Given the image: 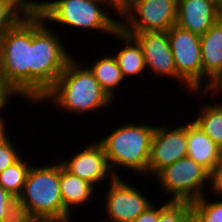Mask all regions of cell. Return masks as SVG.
I'll list each match as a JSON object with an SVG mask.
<instances>
[{
    "label": "cell",
    "instance_id": "cell-38",
    "mask_svg": "<svg viewBox=\"0 0 222 222\" xmlns=\"http://www.w3.org/2000/svg\"><path fill=\"white\" fill-rule=\"evenodd\" d=\"M32 6L35 4V0H27Z\"/></svg>",
    "mask_w": 222,
    "mask_h": 222
},
{
    "label": "cell",
    "instance_id": "cell-4",
    "mask_svg": "<svg viewBox=\"0 0 222 222\" xmlns=\"http://www.w3.org/2000/svg\"><path fill=\"white\" fill-rule=\"evenodd\" d=\"M107 5V6H106ZM115 10L106 0H35L32 8L44 21L55 23L61 27H73L102 31L113 34L120 28V21L110 16V11ZM105 10V11H104Z\"/></svg>",
    "mask_w": 222,
    "mask_h": 222
},
{
    "label": "cell",
    "instance_id": "cell-17",
    "mask_svg": "<svg viewBox=\"0 0 222 222\" xmlns=\"http://www.w3.org/2000/svg\"><path fill=\"white\" fill-rule=\"evenodd\" d=\"M111 36L116 38V40L118 38L119 42L123 45L120 47V50L114 54V57L117 60L125 81L127 77L142 75L146 70V64L139 42L132 35L125 33L121 28Z\"/></svg>",
    "mask_w": 222,
    "mask_h": 222
},
{
    "label": "cell",
    "instance_id": "cell-26",
    "mask_svg": "<svg viewBox=\"0 0 222 222\" xmlns=\"http://www.w3.org/2000/svg\"><path fill=\"white\" fill-rule=\"evenodd\" d=\"M14 146L15 145L13 144L11 137L0 146V173L8 166L16 163L22 157V155L18 153L21 151H17L16 148L18 147Z\"/></svg>",
    "mask_w": 222,
    "mask_h": 222
},
{
    "label": "cell",
    "instance_id": "cell-29",
    "mask_svg": "<svg viewBox=\"0 0 222 222\" xmlns=\"http://www.w3.org/2000/svg\"><path fill=\"white\" fill-rule=\"evenodd\" d=\"M159 207L151 204L144 212L135 218L133 222H158Z\"/></svg>",
    "mask_w": 222,
    "mask_h": 222
},
{
    "label": "cell",
    "instance_id": "cell-15",
    "mask_svg": "<svg viewBox=\"0 0 222 222\" xmlns=\"http://www.w3.org/2000/svg\"><path fill=\"white\" fill-rule=\"evenodd\" d=\"M211 0H178L176 25L199 36L217 21Z\"/></svg>",
    "mask_w": 222,
    "mask_h": 222
},
{
    "label": "cell",
    "instance_id": "cell-31",
    "mask_svg": "<svg viewBox=\"0 0 222 222\" xmlns=\"http://www.w3.org/2000/svg\"><path fill=\"white\" fill-rule=\"evenodd\" d=\"M114 9L116 17L119 19V13L129 4L130 0H106Z\"/></svg>",
    "mask_w": 222,
    "mask_h": 222
},
{
    "label": "cell",
    "instance_id": "cell-33",
    "mask_svg": "<svg viewBox=\"0 0 222 222\" xmlns=\"http://www.w3.org/2000/svg\"><path fill=\"white\" fill-rule=\"evenodd\" d=\"M6 124H5V120H1L0 121V146L2 144H4L10 137H8L7 133L8 131L6 132Z\"/></svg>",
    "mask_w": 222,
    "mask_h": 222
},
{
    "label": "cell",
    "instance_id": "cell-11",
    "mask_svg": "<svg viewBox=\"0 0 222 222\" xmlns=\"http://www.w3.org/2000/svg\"><path fill=\"white\" fill-rule=\"evenodd\" d=\"M187 123L175 128L155 126L146 175L155 177L162 169L187 156Z\"/></svg>",
    "mask_w": 222,
    "mask_h": 222
},
{
    "label": "cell",
    "instance_id": "cell-37",
    "mask_svg": "<svg viewBox=\"0 0 222 222\" xmlns=\"http://www.w3.org/2000/svg\"><path fill=\"white\" fill-rule=\"evenodd\" d=\"M213 2V4L218 7L221 3H222V0H211Z\"/></svg>",
    "mask_w": 222,
    "mask_h": 222
},
{
    "label": "cell",
    "instance_id": "cell-13",
    "mask_svg": "<svg viewBox=\"0 0 222 222\" xmlns=\"http://www.w3.org/2000/svg\"><path fill=\"white\" fill-rule=\"evenodd\" d=\"M86 147V148H85ZM71 174L87 180L94 186L100 182L112 181L116 176L111 171L103 146L95 140L84 146L69 160L60 161Z\"/></svg>",
    "mask_w": 222,
    "mask_h": 222
},
{
    "label": "cell",
    "instance_id": "cell-30",
    "mask_svg": "<svg viewBox=\"0 0 222 222\" xmlns=\"http://www.w3.org/2000/svg\"><path fill=\"white\" fill-rule=\"evenodd\" d=\"M13 196L0 185V222L4 219L9 209Z\"/></svg>",
    "mask_w": 222,
    "mask_h": 222
},
{
    "label": "cell",
    "instance_id": "cell-8",
    "mask_svg": "<svg viewBox=\"0 0 222 222\" xmlns=\"http://www.w3.org/2000/svg\"><path fill=\"white\" fill-rule=\"evenodd\" d=\"M178 0H130L119 13L124 32L168 31L176 25Z\"/></svg>",
    "mask_w": 222,
    "mask_h": 222
},
{
    "label": "cell",
    "instance_id": "cell-7",
    "mask_svg": "<svg viewBox=\"0 0 222 222\" xmlns=\"http://www.w3.org/2000/svg\"><path fill=\"white\" fill-rule=\"evenodd\" d=\"M154 178L163 187L162 192L170 195V200L193 202L206 194L204 187H208L210 173L186 156L162 169Z\"/></svg>",
    "mask_w": 222,
    "mask_h": 222
},
{
    "label": "cell",
    "instance_id": "cell-32",
    "mask_svg": "<svg viewBox=\"0 0 222 222\" xmlns=\"http://www.w3.org/2000/svg\"><path fill=\"white\" fill-rule=\"evenodd\" d=\"M217 93L219 95L221 94L220 96L222 97V78L212 87V89L210 91H200L199 94H200V98H201V95L207 96V94H209L211 97H213V96H217L218 95ZM221 100H222V98H221Z\"/></svg>",
    "mask_w": 222,
    "mask_h": 222
},
{
    "label": "cell",
    "instance_id": "cell-3",
    "mask_svg": "<svg viewBox=\"0 0 222 222\" xmlns=\"http://www.w3.org/2000/svg\"><path fill=\"white\" fill-rule=\"evenodd\" d=\"M144 122L125 123L113 129L107 137L97 139L103 146L111 171L116 177H122L117 170L120 167L134 171L135 175L147 174L155 126Z\"/></svg>",
    "mask_w": 222,
    "mask_h": 222
},
{
    "label": "cell",
    "instance_id": "cell-9",
    "mask_svg": "<svg viewBox=\"0 0 222 222\" xmlns=\"http://www.w3.org/2000/svg\"><path fill=\"white\" fill-rule=\"evenodd\" d=\"M167 32L177 70V82L186 86L189 92L199 93L202 91L200 36L178 25Z\"/></svg>",
    "mask_w": 222,
    "mask_h": 222
},
{
    "label": "cell",
    "instance_id": "cell-20",
    "mask_svg": "<svg viewBox=\"0 0 222 222\" xmlns=\"http://www.w3.org/2000/svg\"><path fill=\"white\" fill-rule=\"evenodd\" d=\"M193 120L222 149V102L202 105Z\"/></svg>",
    "mask_w": 222,
    "mask_h": 222
},
{
    "label": "cell",
    "instance_id": "cell-16",
    "mask_svg": "<svg viewBox=\"0 0 222 222\" xmlns=\"http://www.w3.org/2000/svg\"><path fill=\"white\" fill-rule=\"evenodd\" d=\"M187 156L211 173L222 160V149L194 122L187 123Z\"/></svg>",
    "mask_w": 222,
    "mask_h": 222
},
{
    "label": "cell",
    "instance_id": "cell-25",
    "mask_svg": "<svg viewBox=\"0 0 222 222\" xmlns=\"http://www.w3.org/2000/svg\"><path fill=\"white\" fill-rule=\"evenodd\" d=\"M35 218L19 197L9 203V209L1 222H33Z\"/></svg>",
    "mask_w": 222,
    "mask_h": 222
},
{
    "label": "cell",
    "instance_id": "cell-19",
    "mask_svg": "<svg viewBox=\"0 0 222 222\" xmlns=\"http://www.w3.org/2000/svg\"><path fill=\"white\" fill-rule=\"evenodd\" d=\"M94 75L101 88L110 96L112 100L116 99L115 89L122 85L125 81L121 70L118 66L117 60L114 56H102L92 65L87 66ZM115 93V94H114Z\"/></svg>",
    "mask_w": 222,
    "mask_h": 222
},
{
    "label": "cell",
    "instance_id": "cell-21",
    "mask_svg": "<svg viewBox=\"0 0 222 222\" xmlns=\"http://www.w3.org/2000/svg\"><path fill=\"white\" fill-rule=\"evenodd\" d=\"M31 165L20 158L0 173V185L13 197L22 193Z\"/></svg>",
    "mask_w": 222,
    "mask_h": 222
},
{
    "label": "cell",
    "instance_id": "cell-28",
    "mask_svg": "<svg viewBox=\"0 0 222 222\" xmlns=\"http://www.w3.org/2000/svg\"><path fill=\"white\" fill-rule=\"evenodd\" d=\"M210 183L211 192L222 200V160L210 173Z\"/></svg>",
    "mask_w": 222,
    "mask_h": 222
},
{
    "label": "cell",
    "instance_id": "cell-36",
    "mask_svg": "<svg viewBox=\"0 0 222 222\" xmlns=\"http://www.w3.org/2000/svg\"><path fill=\"white\" fill-rule=\"evenodd\" d=\"M73 218H71V219H69V220H67V221H65V222H72L73 220H72ZM33 222H57V221H53V220H43V219H35Z\"/></svg>",
    "mask_w": 222,
    "mask_h": 222
},
{
    "label": "cell",
    "instance_id": "cell-35",
    "mask_svg": "<svg viewBox=\"0 0 222 222\" xmlns=\"http://www.w3.org/2000/svg\"><path fill=\"white\" fill-rule=\"evenodd\" d=\"M216 9H217V21L222 23V3Z\"/></svg>",
    "mask_w": 222,
    "mask_h": 222
},
{
    "label": "cell",
    "instance_id": "cell-10",
    "mask_svg": "<svg viewBox=\"0 0 222 222\" xmlns=\"http://www.w3.org/2000/svg\"><path fill=\"white\" fill-rule=\"evenodd\" d=\"M105 190V216L106 222H133L137 216L144 212L152 203L147 195L123 177H115L108 182ZM143 193V194H142Z\"/></svg>",
    "mask_w": 222,
    "mask_h": 222
},
{
    "label": "cell",
    "instance_id": "cell-34",
    "mask_svg": "<svg viewBox=\"0 0 222 222\" xmlns=\"http://www.w3.org/2000/svg\"><path fill=\"white\" fill-rule=\"evenodd\" d=\"M185 222H201L192 212L186 217Z\"/></svg>",
    "mask_w": 222,
    "mask_h": 222
},
{
    "label": "cell",
    "instance_id": "cell-18",
    "mask_svg": "<svg viewBox=\"0 0 222 222\" xmlns=\"http://www.w3.org/2000/svg\"><path fill=\"white\" fill-rule=\"evenodd\" d=\"M60 194L63 200L64 208L72 215V211L76 207H84L85 203L93 199L94 190L93 184L85 179L68 172L60 162ZM93 194V195H92ZM92 198V199H91ZM73 208V209H72ZM72 209V210H71Z\"/></svg>",
    "mask_w": 222,
    "mask_h": 222
},
{
    "label": "cell",
    "instance_id": "cell-1",
    "mask_svg": "<svg viewBox=\"0 0 222 222\" xmlns=\"http://www.w3.org/2000/svg\"><path fill=\"white\" fill-rule=\"evenodd\" d=\"M47 25L48 23L32 8L30 102L33 104H38L74 57L64 47L60 36Z\"/></svg>",
    "mask_w": 222,
    "mask_h": 222
},
{
    "label": "cell",
    "instance_id": "cell-22",
    "mask_svg": "<svg viewBox=\"0 0 222 222\" xmlns=\"http://www.w3.org/2000/svg\"><path fill=\"white\" fill-rule=\"evenodd\" d=\"M31 9L27 0H0V39Z\"/></svg>",
    "mask_w": 222,
    "mask_h": 222
},
{
    "label": "cell",
    "instance_id": "cell-12",
    "mask_svg": "<svg viewBox=\"0 0 222 222\" xmlns=\"http://www.w3.org/2000/svg\"><path fill=\"white\" fill-rule=\"evenodd\" d=\"M141 45L146 69L155 77L177 81V70L167 31L125 32Z\"/></svg>",
    "mask_w": 222,
    "mask_h": 222
},
{
    "label": "cell",
    "instance_id": "cell-23",
    "mask_svg": "<svg viewBox=\"0 0 222 222\" xmlns=\"http://www.w3.org/2000/svg\"><path fill=\"white\" fill-rule=\"evenodd\" d=\"M206 196L191 202V212L201 222H222V200L210 201Z\"/></svg>",
    "mask_w": 222,
    "mask_h": 222
},
{
    "label": "cell",
    "instance_id": "cell-6",
    "mask_svg": "<svg viewBox=\"0 0 222 222\" xmlns=\"http://www.w3.org/2000/svg\"><path fill=\"white\" fill-rule=\"evenodd\" d=\"M32 9L0 39V76L30 101Z\"/></svg>",
    "mask_w": 222,
    "mask_h": 222
},
{
    "label": "cell",
    "instance_id": "cell-5",
    "mask_svg": "<svg viewBox=\"0 0 222 222\" xmlns=\"http://www.w3.org/2000/svg\"><path fill=\"white\" fill-rule=\"evenodd\" d=\"M60 161L31 166L19 198L35 219L65 222L72 218L60 194Z\"/></svg>",
    "mask_w": 222,
    "mask_h": 222
},
{
    "label": "cell",
    "instance_id": "cell-27",
    "mask_svg": "<svg viewBox=\"0 0 222 222\" xmlns=\"http://www.w3.org/2000/svg\"><path fill=\"white\" fill-rule=\"evenodd\" d=\"M12 96H15V98H22V95L19 94L3 77L0 76V113L8 107L9 103L11 102L9 99ZM3 117V115L2 117L0 115V121L4 120Z\"/></svg>",
    "mask_w": 222,
    "mask_h": 222
},
{
    "label": "cell",
    "instance_id": "cell-2",
    "mask_svg": "<svg viewBox=\"0 0 222 222\" xmlns=\"http://www.w3.org/2000/svg\"><path fill=\"white\" fill-rule=\"evenodd\" d=\"M73 57L55 84L38 102L51 101L66 113L86 114L111 106L113 100L101 88L88 67ZM82 65V66H81ZM86 67V68H85Z\"/></svg>",
    "mask_w": 222,
    "mask_h": 222
},
{
    "label": "cell",
    "instance_id": "cell-14",
    "mask_svg": "<svg viewBox=\"0 0 222 222\" xmlns=\"http://www.w3.org/2000/svg\"><path fill=\"white\" fill-rule=\"evenodd\" d=\"M200 47L202 58V91H210L222 78L221 22L216 21L200 36Z\"/></svg>",
    "mask_w": 222,
    "mask_h": 222
},
{
    "label": "cell",
    "instance_id": "cell-24",
    "mask_svg": "<svg viewBox=\"0 0 222 222\" xmlns=\"http://www.w3.org/2000/svg\"><path fill=\"white\" fill-rule=\"evenodd\" d=\"M190 212V201L169 200L164 204L159 205L158 222H185V219Z\"/></svg>",
    "mask_w": 222,
    "mask_h": 222
}]
</instances>
